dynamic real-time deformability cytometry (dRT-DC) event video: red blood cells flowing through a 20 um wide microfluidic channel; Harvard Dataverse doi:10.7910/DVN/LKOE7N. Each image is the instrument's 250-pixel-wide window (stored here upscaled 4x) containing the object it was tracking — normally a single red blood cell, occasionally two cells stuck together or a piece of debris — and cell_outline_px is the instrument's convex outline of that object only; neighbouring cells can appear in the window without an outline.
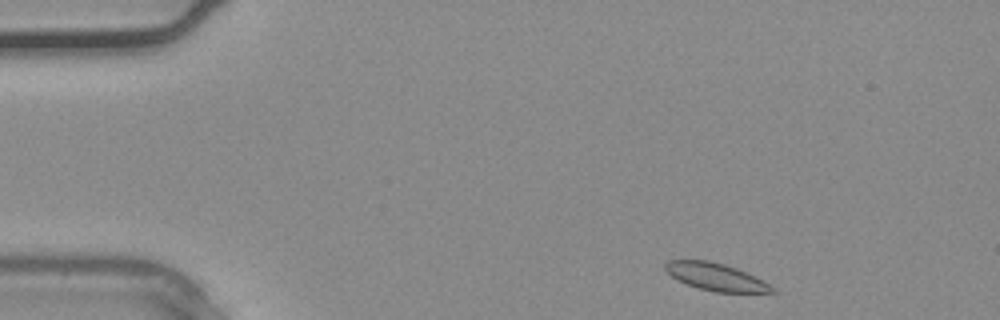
{"species": "common noctule bat (a hibernating species)", "species_latin": "Nyctalus noctula", "temperature_condition": "warm", "stored_images_in_passage": 33, "camera_frame_rate_fps": 3000, "um_per_image_px": 0.085, "animal": {"sex": "male", "body_mass_g": 20.4}, "frame": {"image": 1, "passage_image": 1, "time_ms": 0.0, "image_size_px": [1000, 320], "cell_outline_px": [[776, 292], [716, 292], [700, 288], [676, 280], [664, 268], [664, 264], [668, 260], [708, 260], [724, 264], [736, 268], [764, 280], [776, 288]], "centroid_in_image_um": [60.86, 23.53], "position_along_channel_um": 24.1, "area_um2": 16.99}}
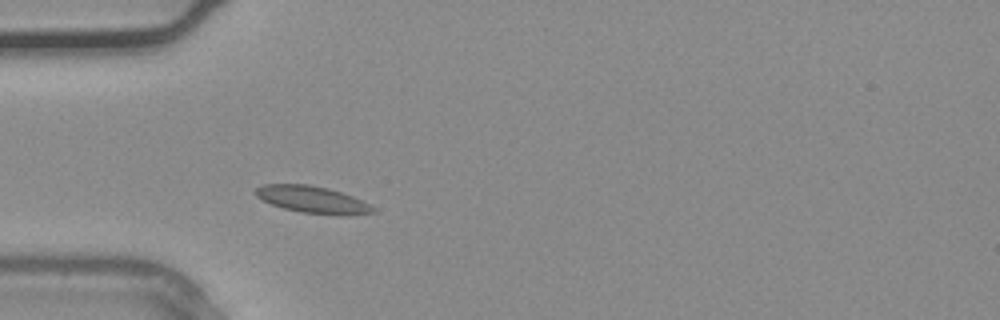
{"frame": {"image": 2, "passage_image": 7, "time_ms": 2.0, "image_size_px": [1000, 320], "cell_outline_px": [[376, 212], [300, 212], [284, 208], [272, 204], [256, 196], [252, 192], [256, 188], [264, 184], [308, 184], [328, 188], [352, 196], [376, 208]], "centroid_in_image_um": [26.41, 16.89], "position_along_channel_um": 58.6, "area_um2": 17.34}}
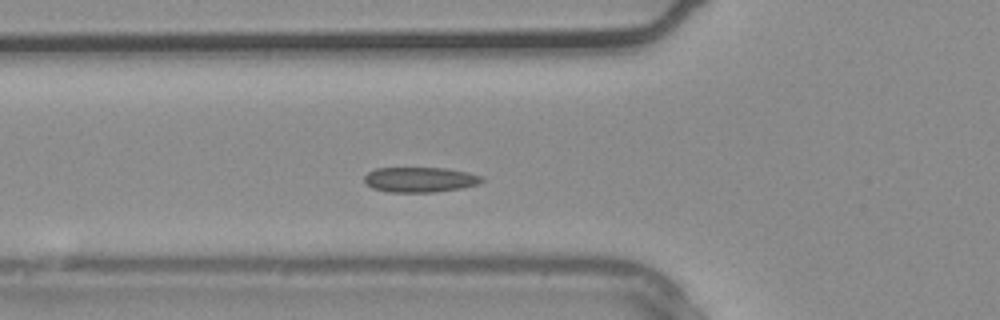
{"frame": {"image": 3, "passage_image": 9, "time_ms": 2.667, "image_size_px": [1000, 320], "cell_outline_px": [[484, 180], [480, 184], [460, 188], [436, 192], [388, 192], [372, 188], [364, 180], [364, 176], [368, 172], [376, 168], [448, 168], [468, 172], [484, 176]], "centroid_in_image_um": [35.74, 15.26], "position_along_channel_um": 90.1, "area_um2": 17.34}}